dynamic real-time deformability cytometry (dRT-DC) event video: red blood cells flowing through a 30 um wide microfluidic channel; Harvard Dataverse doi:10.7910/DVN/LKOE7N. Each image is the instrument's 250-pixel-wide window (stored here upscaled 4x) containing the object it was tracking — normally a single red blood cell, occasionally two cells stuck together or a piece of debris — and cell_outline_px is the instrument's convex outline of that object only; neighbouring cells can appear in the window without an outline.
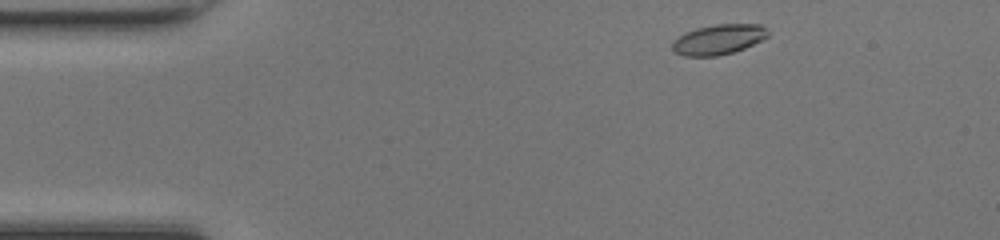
{"species": "common noctule bat (a hibernating species)", "species_latin": "Nyctalus noctula", "temperature_condition": "room temperature", "stored_images_in_passage": 44, "camera_frame_rate_fps": 3000, "um_per_image_px": 0.085, "animal": {"sex": "female", "body_mass_g": 17.0, "forearm_length_mm": 48.0}, "frame": {"image": 1, "passage_image": 2, "time_ms": 0.333, "image_size_px": [1000, 240], "cell_outline_px": [[768, 36], [744, 48], [732, 52], [716, 56], [684, 56], [676, 52], [672, 48], [672, 40], [696, 28], [716, 24], [760, 24], [768, 32]], "centroid_in_image_um": [61.05, 3.35], "position_along_channel_um": 23.9, "area_um2": 16.47}}
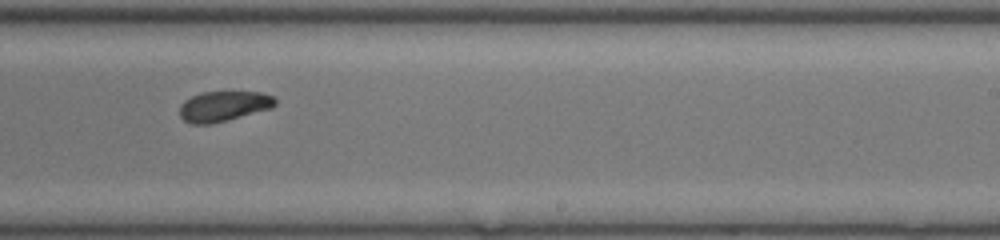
{"frame": {"image": 2, "passage_image": 25, "time_ms": 8.0, "image_size_px": [1000, 240], "cell_outline_px": [[276, 104], [272, 108], [212, 124], [192, 124], [184, 120], [180, 116], [180, 104], [184, 100], [200, 92], [260, 92], [272, 96], [276, 100]], "centroid_in_image_um": [18.99, 9.03], "position_along_channel_um": 270.0, "area_um2": 16.82}}
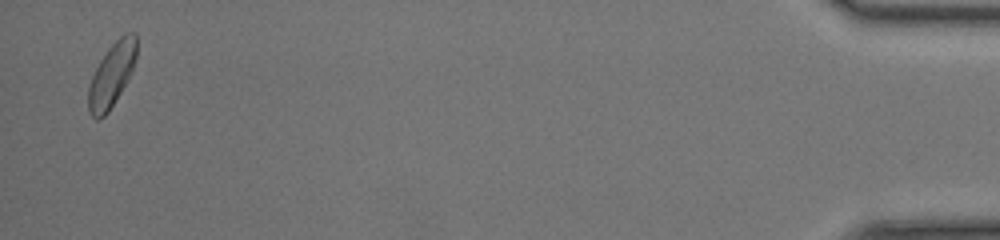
{"frame": {"image": 3, "passage_image": 43, "time_ms": 14.0, "image_size_px": [1000, 240], "cell_outline_px": [[136, 60], [132, 72], [128, 80], [108, 112], [104, 116], [96, 120], [88, 112], [88, 88], [92, 76], [100, 60], [108, 48], [124, 32], [136, 32]], "centroid_in_image_um": [9.5, 6.35], "position_along_channel_um": 425.7, "area_um2": 17.98}, "authors_computed_cell_mechanics": {"area_um2": 17.1666, "velocity_mm_per_s": 4.1967, "shape_relaxation_time_tau1_ms": 3.0238, "shape_relaxation_time_tau2_ms": 1.881, "deformation_change_tau1": 0.1226, "deformation_change_tau2": 0.0707}}